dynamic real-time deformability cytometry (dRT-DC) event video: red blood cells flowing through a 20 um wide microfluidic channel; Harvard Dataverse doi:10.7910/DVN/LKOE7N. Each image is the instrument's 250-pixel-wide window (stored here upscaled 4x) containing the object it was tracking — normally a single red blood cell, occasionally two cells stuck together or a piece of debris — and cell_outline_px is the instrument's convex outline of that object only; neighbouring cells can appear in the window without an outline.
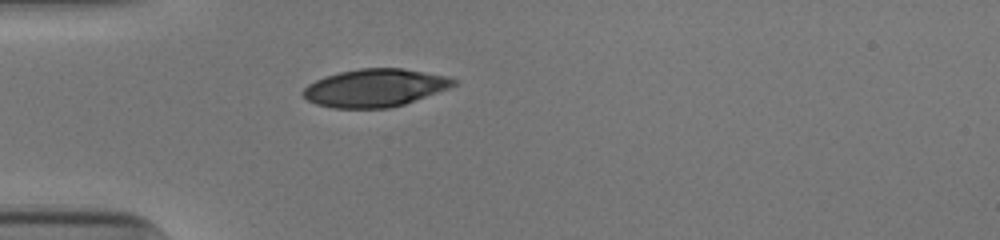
{"species": "human", "species_latin": "Homo sapiens", "temperature_condition": "cold", "stored_images_in_passage": 38, "camera_frame_rate_fps": 3000, "um_per_image_px": 0.085, "donor": {"sex": "male"}, "frame": {"image": 1, "passage_image": 1, "time_ms": 0.0, "image_size_px": [1000, 240], "cell_outline_px": [[456, 84], [448, 88], [404, 104], [388, 108], [332, 108], [316, 104], [308, 100], [300, 92], [308, 84], [324, 76], [340, 72], [360, 68], [400, 68], [424, 72], [444, 76], [456, 80]], "centroid_in_image_um": [31.81, 7.47], "position_along_channel_um": 53.2, "area_um2": 32.89}}
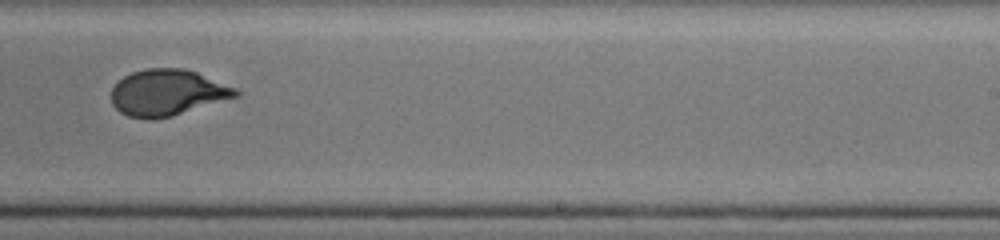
{"frame": {"image": 2, "passage_image": 19, "time_ms": 6.0, "image_size_px": [1000, 240], "cell_outline_px": [[240, 96], [172, 116], [152, 120], [148, 120], [128, 116], [120, 112], [112, 104], [112, 88], [124, 76], [132, 72], [144, 68], [184, 68], [196, 72], [236, 88], [240, 92]], "centroid_in_image_um": [14.23, 7.88], "position_along_channel_um": 274.8, "area_um2": 33.58}}
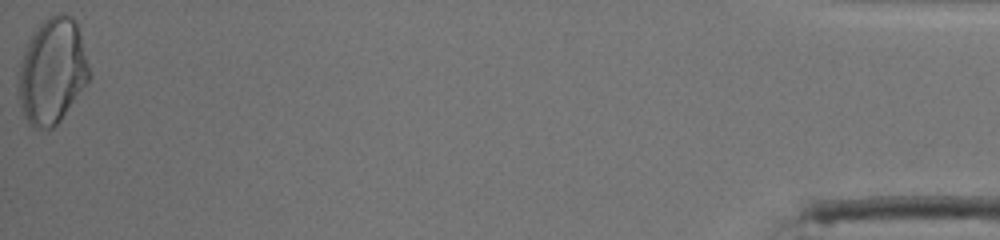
{"frame": {"image": 3, "passage_image": 38, "time_ms": 12.333, "image_size_px": [1000, 240], "cell_outline_px": [[92, 76], [60, 120], [52, 128], [36, 128], [28, 124], [24, 116], [20, 104], [16, 88], [16, 72], [20, 60], [28, 40], [40, 24], [48, 16], [56, 12], [64, 12], [72, 16], [76, 24], [92, 72]], "centroid_in_image_um": [4.41, 6.04], "position_along_channel_um": 430.8, "area_um2": 44.16}, "authors_computed_cell_mechanics": {"area_um2": 34.1309, "velocity_mm_per_s": 3.9048, "shape_relaxation_time_tau1_ms": 4.4145, "shape_relaxation_time_tau2_ms": null, "deformation_change_tau1": 0.1893, "deformation_change_tau2": null}}